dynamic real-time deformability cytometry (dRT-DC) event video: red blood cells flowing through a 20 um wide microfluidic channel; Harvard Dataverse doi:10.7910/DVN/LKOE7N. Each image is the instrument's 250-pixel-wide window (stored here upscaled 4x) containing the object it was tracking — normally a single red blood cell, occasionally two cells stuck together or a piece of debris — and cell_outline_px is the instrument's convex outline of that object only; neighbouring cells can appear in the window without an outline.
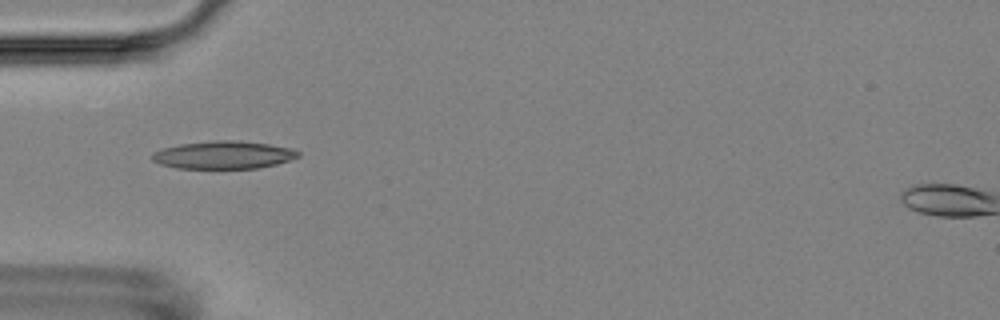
{"species": "Egyptian fruit bat (a non-hibernating species)", "species_latin": "Rousettus aegyptiacus", "temperature_condition": "room temperature", "stored_images_in_passage": 7, "camera_frame_rate_fps": 3000, "um_per_image_px": 0.085, "animal": {"sex": "female"}, "frame": {"image": 1, "passage_image": 6, "time_ms": 5.667, "image_size_px": [1000, 320], "cell_outline_px": [[300, 156], [276, 164], [256, 168], [176, 168], [160, 164], [152, 160], [152, 152], [164, 148], [180, 144], [212, 140], [240, 140], [268, 144], [292, 148], [300, 152]], "centroid_in_image_um": [18.99, 13.16], "position_along_channel_um": 66.0, "area_um2": 23.64}}
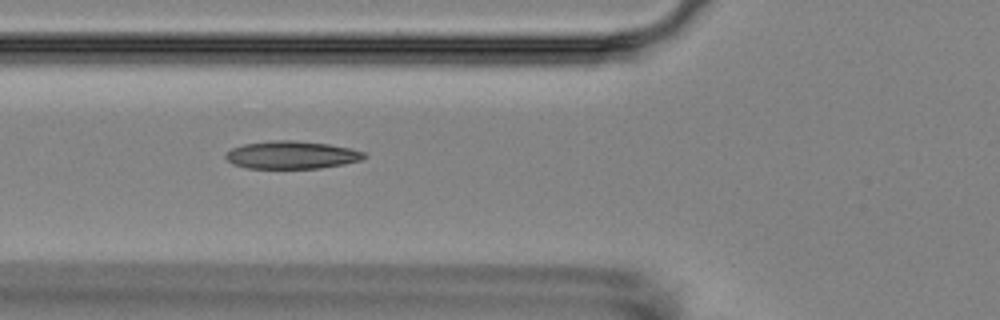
{"frame": {"image": 2, "passage_image": 7, "time_ms": 6.667, "image_size_px": [1000, 320], "cell_outline_px": [[368, 156], [360, 160], [344, 164], [320, 168], [244, 168], [232, 164], [224, 156], [232, 148], [244, 144], [272, 140], [292, 140], [328, 144], [352, 148], [364, 152]], "centroid_in_image_um": [24.8, 13.17], "position_along_channel_um": 101.0, "area_um2": 22.43}}